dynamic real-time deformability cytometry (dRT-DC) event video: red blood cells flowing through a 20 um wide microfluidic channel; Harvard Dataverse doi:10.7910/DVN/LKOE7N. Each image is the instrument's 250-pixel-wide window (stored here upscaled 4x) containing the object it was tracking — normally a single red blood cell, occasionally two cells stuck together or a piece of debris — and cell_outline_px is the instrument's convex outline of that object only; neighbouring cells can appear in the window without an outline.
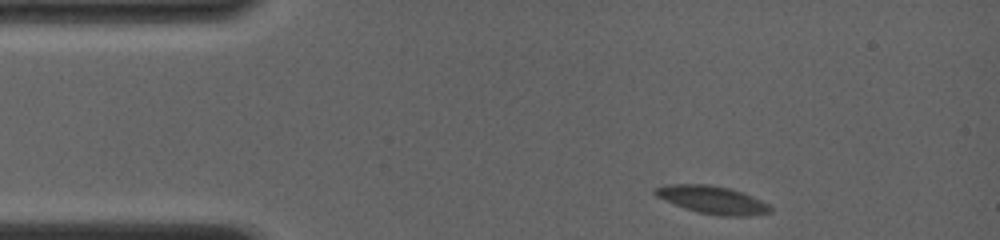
{"species": "common noctule bat (a hibernating species)", "species_latin": "Nyctalus noctula", "temperature_condition": "room temperature", "stored_images_in_passage": 42, "camera_frame_rate_fps": 4000, "um_per_image_px": 0.085, "animal": {"sex": "female", "body_mass_g": 19.0, "forearm_length_mm": 56.7}, "frame": {"image": 1, "passage_image": 1, "time_ms": 0.0, "image_size_px": [1000, 240], "cell_outline_px": [[772, 212], [748, 216], [720, 216], [700, 212], [676, 204], [656, 196], [652, 192], [652, 188], [668, 184], [708, 184], [732, 188], [752, 196], [768, 204], [772, 208]], "centroid_in_image_um": [60.56, 16.97], "position_along_channel_um": 24.4, "area_um2": 18.55}}
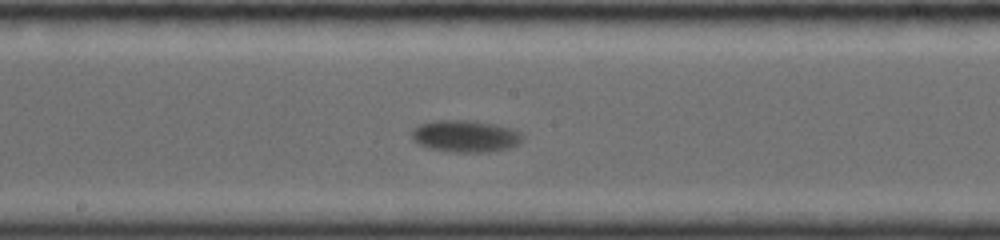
{"frame": {"image": 2, "passage_image": 19, "time_ms": 6.5, "image_size_px": [1000, 240], "cell_outline_px": [[524, 140], [508, 148], [488, 152], [448, 152], [428, 148], [412, 140], [412, 128], [420, 124], [432, 120], [468, 120], [496, 124], [512, 128], [520, 132], [524, 136]], "centroid_in_image_um": [39.55, 11.57], "position_along_channel_um": 208.7, "area_um2": 20.87}}
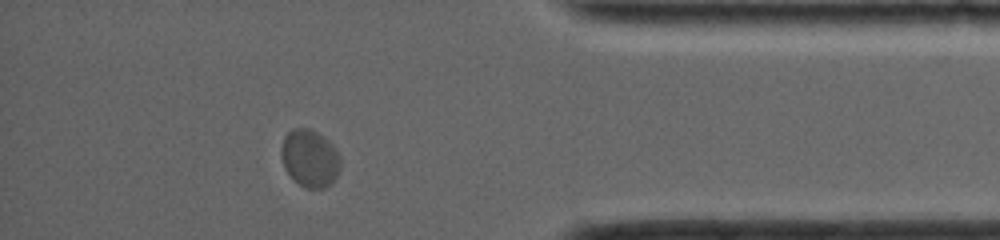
{"frame": {"image": 3, "passage_image": 36, "time_ms": 12.25, "image_size_px": [1000, 240], "cell_outline_px": [[340, 168], [332, 184], [324, 188], [308, 188], [300, 184], [284, 168], [280, 156], [280, 148], [284, 136], [292, 128], [308, 128], [324, 136], [332, 144], [340, 156]], "centroid_in_image_um": [26.33, 13.43], "position_along_channel_um": 408.9, "area_um2": 19.88}, "authors_computed_cell_mechanics": {"area_um2": 19.4497, "velocity_mm_per_s": 3.7526, "shape_relaxation_time_tau1_ms": 3.3284, "shape_relaxation_time_tau2_ms": null, "deformation_change_tau1": 0.1271, "deformation_change_tau2": null}}